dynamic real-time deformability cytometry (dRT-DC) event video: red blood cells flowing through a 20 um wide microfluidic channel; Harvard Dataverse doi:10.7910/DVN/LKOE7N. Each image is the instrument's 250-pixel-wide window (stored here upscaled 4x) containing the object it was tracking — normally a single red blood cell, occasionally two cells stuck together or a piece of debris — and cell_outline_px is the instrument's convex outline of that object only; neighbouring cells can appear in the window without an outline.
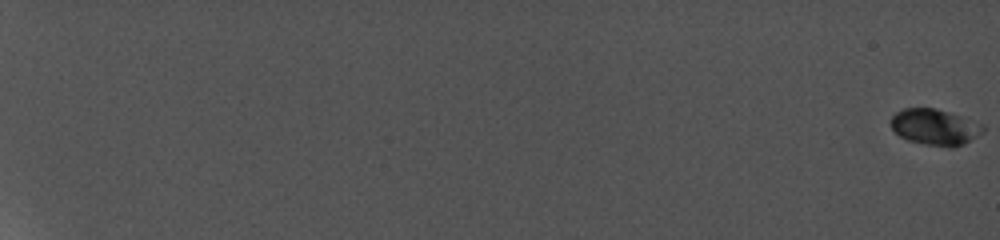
{"species": "common noctule bat (a hibernating species)", "species_latin": "Nyctalus noctula", "temperature_condition": "cold", "stored_images_in_passage": 10, "camera_frame_rate_fps": 5000, "um_per_image_px": 0.085, "animal": {"sex": "female", "body_mass_g": 19.0, "forearm_length_mm": 56.7}, "frame": {"image": 1, "passage_image": 1, "time_ms": 0.0, "image_size_px": [1000, 240], "cell_outline_px": [[984, 132], [964, 144], [928, 144], [908, 140], [900, 136], [892, 128], [888, 120], [896, 112], [904, 108], [936, 108], [984, 124]], "centroid_in_image_um": [79.44, 10.75], "position_along_channel_um": 5.6, "area_um2": 18.84}}
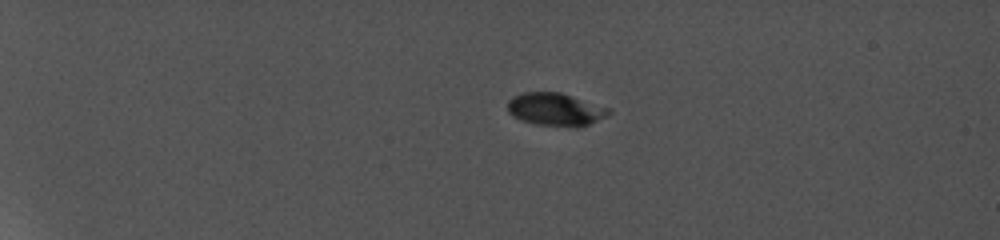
{"frame": {"image": 2, "passage_image": 8, "time_ms": 5.8, "image_size_px": [1000, 240], "cell_outline_px": [[612, 112], [588, 124], [540, 124], [524, 120], [508, 112], [508, 100], [512, 96], [520, 92], [560, 92], [612, 108]], "centroid_in_image_um": [47.2, 9.22], "position_along_channel_um": 37.8, "area_um2": 18.55}}